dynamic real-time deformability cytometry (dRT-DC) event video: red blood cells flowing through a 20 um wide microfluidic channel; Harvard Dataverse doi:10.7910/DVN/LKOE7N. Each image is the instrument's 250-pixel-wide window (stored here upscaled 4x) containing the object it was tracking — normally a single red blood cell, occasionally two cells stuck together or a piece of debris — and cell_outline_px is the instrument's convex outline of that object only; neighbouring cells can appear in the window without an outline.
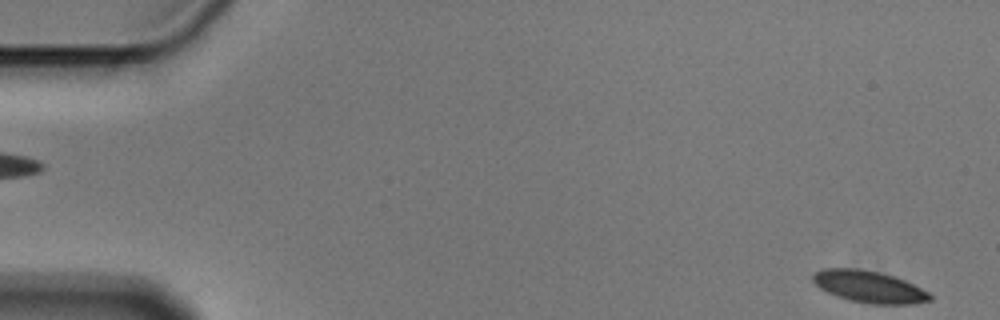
{"species": "Egyptian fruit bat (a non-hibernating species)", "species_latin": "Rousettus aegyptiacus", "temperature_condition": "cold", "stored_images_in_passage": 5, "segment_of_instrument_passage": [2, 2], "camera_frame_rate_fps": 3000, "um_per_image_px": 0.085, "animal": {"sex": "male"}, "frame": {"image": 1, "passage_image": 5, "time_ms": 1.333, "image_size_px": [1000, 320], "cell_outline_px": [[932, 300], [912, 304], [872, 304], [848, 300], [836, 296], [820, 288], [812, 280], [812, 272], [824, 268], [856, 268], [880, 272], [904, 280], [928, 292], [932, 296]], "centroid_in_image_um": [73.84, 24.37], "position_along_channel_um": 11.2, "area_um2": 21.73}}